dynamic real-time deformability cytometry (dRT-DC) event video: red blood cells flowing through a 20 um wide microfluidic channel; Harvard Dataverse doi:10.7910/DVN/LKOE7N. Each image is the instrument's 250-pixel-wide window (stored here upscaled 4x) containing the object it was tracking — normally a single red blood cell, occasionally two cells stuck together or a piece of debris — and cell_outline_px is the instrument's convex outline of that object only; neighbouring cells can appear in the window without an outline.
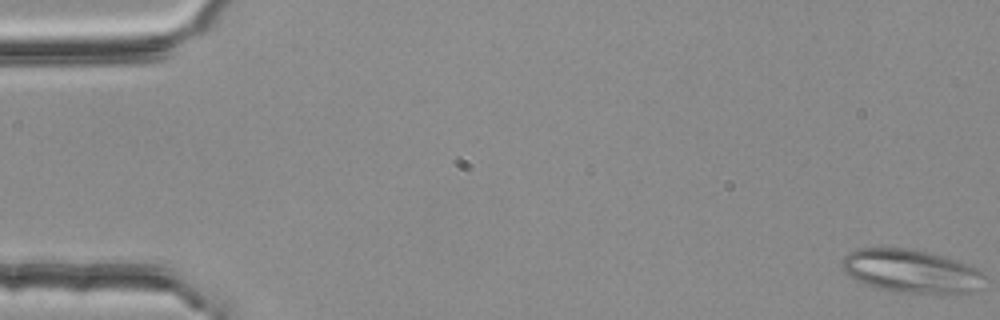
{"species": "common noctule bat (a hibernating species)", "species_latin": "Nyctalus noctula", "temperature_condition": "room temperature", "stored_images_in_passage": 9, "camera_frame_rate_fps": 3000, "um_per_image_px": 0.085, "animal": {"sex": "female", "body_mass_g": 25.1}, "frame": {"image": 1, "passage_image": 1, "time_ms": 0.0, "image_size_px": [1000, 320], "cell_outline_px": [[984, 288], [976, 292], [896, 292], [864, 284], [856, 280], [844, 272], [840, 264], [844, 256], [848, 252], [856, 248], [912, 248], [932, 252], [968, 264], [976, 268], [984, 276]], "centroid_in_image_um": [77.44, 23.02], "position_along_channel_um": 7.6, "area_um2": 36.13}}